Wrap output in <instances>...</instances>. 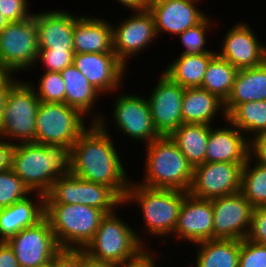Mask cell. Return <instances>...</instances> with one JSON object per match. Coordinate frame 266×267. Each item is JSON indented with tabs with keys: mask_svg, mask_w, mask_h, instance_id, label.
Returning a JSON list of instances; mask_svg holds the SVG:
<instances>
[{
	"mask_svg": "<svg viewBox=\"0 0 266 267\" xmlns=\"http://www.w3.org/2000/svg\"><path fill=\"white\" fill-rule=\"evenodd\" d=\"M135 12V15L125 19L118 28H112L113 52L125 66L130 56L142 51L157 37L151 12L148 9Z\"/></svg>",
	"mask_w": 266,
	"mask_h": 267,
	"instance_id": "15",
	"label": "cell"
},
{
	"mask_svg": "<svg viewBox=\"0 0 266 267\" xmlns=\"http://www.w3.org/2000/svg\"><path fill=\"white\" fill-rule=\"evenodd\" d=\"M9 22L5 19V17L0 12V32L7 26Z\"/></svg>",
	"mask_w": 266,
	"mask_h": 267,
	"instance_id": "49",
	"label": "cell"
},
{
	"mask_svg": "<svg viewBox=\"0 0 266 267\" xmlns=\"http://www.w3.org/2000/svg\"><path fill=\"white\" fill-rule=\"evenodd\" d=\"M14 146V143L1 141L0 138V172L11 169Z\"/></svg>",
	"mask_w": 266,
	"mask_h": 267,
	"instance_id": "44",
	"label": "cell"
},
{
	"mask_svg": "<svg viewBox=\"0 0 266 267\" xmlns=\"http://www.w3.org/2000/svg\"><path fill=\"white\" fill-rule=\"evenodd\" d=\"M216 54L213 52L181 54L180 58L169 64L163 73L185 89L201 87L208 64Z\"/></svg>",
	"mask_w": 266,
	"mask_h": 267,
	"instance_id": "28",
	"label": "cell"
},
{
	"mask_svg": "<svg viewBox=\"0 0 266 267\" xmlns=\"http://www.w3.org/2000/svg\"><path fill=\"white\" fill-rule=\"evenodd\" d=\"M187 194L175 189H154L129 183L123 203L131 200L139 203L148 231L153 235L165 236L175 230Z\"/></svg>",
	"mask_w": 266,
	"mask_h": 267,
	"instance_id": "6",
	"label": "cell"
},
{
	"mask_svg": "<svg viewBox=\"0 0 266 267\" xmlns=\"http://www.w3.org/2000/svg\"><path fill=\"white\" fill-rule=\"evenodd\" d=\"M36 194L40 197V201L36 202L39 204L26 197L0 209V241H7L22 229L35 226L45 217V195L37 192Z\"/></svg>",
	"mask_w": 266,
	"mask_h": 267,
	"instance_id": "23",
	"label": "cell"
},
{
	"mask_svg": "<svg viewBox=\"0 0 266 267\" xmlns=\"http://www.w3.org/2000/svg\"><path fill=\"white\" fill-rule=\"evenodd\" d=\"M246 239L261 245H266V206L253 209Z\"/></svg>",
	"mask_w": 266,
	"mask_h": 267,
	"instance_id": "39",
	"label": "cell"
},
{
	"mask_svg": "<svg viewBox=\"0 0 266 267\" xmlns=\"http://www.w3.org/2000/svg\"><path fill=\"white\" fill-rule=\"evenodd\" d=\"M12 75L8 74L1 82H0V125L2 119V113L6 104V100L8 97V93L10 88L16 83L15 80L11 78ZM15 81V82H14Z\"/></svg>",
	"mask_w": 266,
	"mask_h": 267,
	"instance_id": "45",
	"label": "cell"
},
{
	"mask_svg": "<svg viewBox=\"0 0 266 267\" xmlns=\"http://www.w3.org/2000/svg\"><path fill=\"white\" fill-rule=\"evenodd\" d=\"M83 114L66 103L41 102L36 116V143L72 147L86 129Z\"/></svg>",
	"mask_w": 266,
	"mask_h": 267,
	"instance_id": "8",
	"label": "cell"
},
{
	"mask_svg": "<svg viewBox=\"0 0 266 267\" xmlns=\"http://www.w3.org/2000/svg\"><path fill=\"white\" fill-rule=\"evenodd\" d=\"M20 267H40L61 250L49 221L44 217L35 226L22 229L7 241Z\"/></svg>",
	"mask_w": 266,
	"mask_h": 267,
	"instance_id": "12",
	"label": "cell"
},
{
	"mask_svg": "<svg viewBox=\"0 0 266 267\" xmlns=\"http://www.w3.org/2000/svg\"><path fill=\"white\" fill-rule=\"evenodd\" d=\"M44 204L87 205L105 214L114 212L123 200L108 186L83 180L73 174L58 177L45 194Z\"/></svg>",
	"mask_w": 266,
	"mask_h": 267,
	"instance_id": "9",
	"label": "cell"
},
{
	"mask_svg": "<svg viewBox=\"0 0 266 267\" xmlns=\"http://www.w3.org/2000/svg\"><path fill=\"white\" fill-rule=\"evenodd\" d=\"M196 0H151L148 10L154 18L156 33L160 31L180 35L200 23L205 17L196 8Z\"/></svg>",
	"mask_w": 266,
	"mask_h": 267,
	"instance_id": "20",
	"label": "cell"
},
{
	"mask_svg": "<svg viewBox=\"0 0 266 267\" xmlns=\"http://www.w3.org/2000/svg\"><path fill=\"white\" fill-rule=\"evenodd\" d=\"M38 51L34 15L23 21L9 22L0 32V67L8 74L35 65Z\"/></svg>",
	"mask_w": 266,
	"mask_h": 267,
	"instance_id": "10",
	"label": "cell"
},
{
	"mask_svg": "<svg viewBox=\"0 0 266 267\" xmlns=\"http://www.w3.org/2000/svg\"><path fill=\"white\" fill-rule=\"evenodd\" d=\"M213 239L243 240L247 237L254 207L241 192L211 199ZM248 227V228H247Z\"/></svg>",
	"mask_w": 266,
	"mask_h": 267,
	"instance_id": "13",
	"label": "cell"
},
{
	"mask_svg": "<svg viewBox=\"0 0 266 267\" xmlns=\"http://www.w3.org/2000/svg\"><path fill=\"white\" fill-rule=\"evenodd\" d=\"M122 5L128 8H132L134 11L147 10L149 8L151 0H117Z\"/></svg>",
	"mask_w": 266,
	"mask_h": 267,
	"instance_id": "46",
	"label": "cell"
},
{
	"mask_svg": "<svg viewBox=\"0 0 266 267\" xmlns=\"http://www.w3.org/2000/svg\"><path fill=\"white\" fill-rule=\"evenodd\" d=\"M34 89L32 84L20 81L10 88L2 113L1 137L17 138L19 143H36V116L40 100Z\"/></svg>",
	"mask_w": 266,
	"mask_h": 267,
	"instance_id": "7",
	"label": "cell"
},
{
	"mask_svg": "<svg viewBox=\"0 0 266 267\" xmlns=\"http://www.w3.org/2000/svg\"><path fill=\"white\" fill-rule=\"evenodd\" d=\"M225 36L218 55L238 70L257 67L266 61V46L259 43L250 26L236 24Z\"/></svg>",
	"mask_w": 266,
	"mask_h": 267,
	"instance_id": "18",
	"label": "cell"
},
{
	"mask_svg": "<svg viewBox=\"0 0 266 267\" xmlns=\"http://www.w3.org/2000/svg\"><path fill=\"white\" fill-rule=\"evenodd\" d=\"M250 160L251 155L243 166L240 192L254 208L266 206V164L258 162L251 168Z\"/></svg>",
	"mask_w": 266,
	"mask_h": 267,
	"instance_id": "33",
	"label": "cell"
},
{
	"mask_svg": "<svg viewBox=\"0 0 266 267\" xmlns=\"http://www.w3.org/2000/svg\"><path fill=\"white\" fill-rule=\"evenodd\" d=\"M146 145L145 182L140 185L188 192L193 179V167L177 144L169 136H161Z\"/></svg>",
	"mask_w": 266,
	"mask_h": 267,
	"instance_id": "3",
	"label": "cell"
},
{
	"mask_svg": "<svg viewBox=\"0 0 266 267\" xmlns=\"http://www.w3.org/2000/svg\"><path fill=\"white\" fill-rule=\"evenodd\" d=\"M11 169L31 192L46 194L58 177L72 173V147L16 143Z\"/></svg>",
	"mask_w": 266,
	"mask_h": 267,
	"instance_id": "2",
	"label": "cell"
},
{
	"mask_svg": "<svg viewBox=\"0 0 266 267\" xmlns=\"http://www.w3.org/2000/svg\"><path fill=\"white\" fill-rule=\"evenodd\" d=\"M73 64L99 92L118 89L126 68L114 52L75 53Z\"/></svg>",
	"mask_w": 266,
	"mask_h": 267,
	"instance_id": "17",
	"label": "cell"
},
{
	"mask_svg": "<svg viewBox=\"0 0 266 267\" xmlns=\"http://www.w3.org/2000/svg\"><path fill=\"white\" fill-rule=\"evenodd\" d=\"M114 105V120L124 134L147 141V144L161 137L155 129L148 101L144 97L121 95Z\"/></svg>",
	"mask_w": 266,
	"mask_h": 267,
	"instance_id": "16",
	"label": "cell"
},
{
	"mask_svg": "<svg viewBox=\"0 0 266 267\" xmlns=\"http://www.w3.org/2000/svg\"><path fill=\"white\" fill-rule=\"evenodd\" d=\"M233 127V128H232ZM234 125L231 128H211L206 148L205 162H230L245 164L250 156V143Z\"/></svg>",
	"mask_w": 266,
	"mask_h": 267,
	"instance_id": "22",
	"label": "cell"
},
{
	"mask_svg": "<svg viewBox=\"0 0 266 267\" xmlns=\"http://www.w3.org/2000/svg\"><path fill=\"white\" fill-rule=\"evenodd\" d=\"M213 208L211 200L200 199L189 193L184 197L174 230L178 239L193 243L213 239Z\"/></svg>",
	"mask_w": 266,
	"mask_h": 267,
	"instance_id": "19",
	"label": "cell"
},
{
	"mask_svg": "<svg viewBox=\"0 0 266 267\" xmlns=\"http://www.w3.org/2000/svg\"><path fill=\"white\" fill-rule=\"evenodd\" d=\"M93 122L72 145L71 174L106 185L124 200L129 180L102 117L98 115Z\"/></svg>",
	"mask_w": 266,
	"mask_h": 267,
	"instance_id": "1",
	"label": "cell"
},
{
	"mask_svg": "<svg viewBox=\"0 0 266 267\" xmlns=\"http://www.w3.org/2000/svg\"><path fill=\"white\" fill-rule=\"evenodd\" d=\"M26 0H0V12L8 22H18L33 16L27 10Z\"/></svg>",
	"mask_w": 266,
	"mask_h": 267,
	"instance_id": "40",
	"label": "cell"
},
{
	"mask_svg": "<svg viewBox=\"0 0 266 267\" xmlns=\"http://www.w3.org/2000/svg\"><path fill=\"white\" fill-rule=\"evenodd\" d=\"M31 193L12 169L0 172V209L11 206Z\"/></svg>",
	"mask_w": 266,
	"mask_h": 267,
	"instance_id": "34",
	"label": "cell"
},
{
	"mask_svg": "<svg viewBox=\"0 0 266 267\" xmlns=\"http://www.w3.org/2000/svg\"><path fill=\"white\" fill-rule=\"evenodd\" d=\"M39 49L74 50L76 16L66 11L34 13Z\"/></svg>",
	"mask_w": 266,
	"mask_h": 267,
	"instance_id": "21",
	"label": "cell"
},
{
	"mask_svg": "<svg viewBox=\"0 0 266 267\" xmlns=\"http://www.w3.org/2000/svg\"><path fill=\"white\" fill-rule=\"evenodd\" d=\"M154 258L147 251L139 260L121 267H156Z\"/></svg>",
	"mask_w": 266,
	"mask_h": 267,
	"instance_id": "47",
	"label": "cell"
},
{
	"mask_svg": "<svg viewBox=\"0 0 266 267\" xmlns=\"http://www.w3.org/2000/svg\"><path fill=\"white\" fill-rule=\"evenodd\" d=\"M53 267H85V251L61 249L53 258Z\"/></svg>",
	"mask_w": 266,
	"mask_h": 267,
	"instance_id": "41",
	"label": "cell"
},
{
	"mask_svg": "<svg viewBox=\"0 0 266 267\" xmlns=\"http://www.w3.org/2000/svg\"><path fill=\"white\" fill-rule=\"evenodd\" d=\"M209 22V19L205 17L200 23L190 27L179 35L184 47H186L182 54L196 55L212 52L206 50L204 47L206 44L205 33L207 32L206 29L210 25Z\"/></svg>",
	"mask_w": 266,
	"mask_h": 267,
	"instance_id": "36",
	"label": "cell"
},
{
	"mask_svg": "<svg viewBox=\"0 0 266 267\" xmlns=\"http://www.w3.org/2000/svg\"><path fill=\"white\" fill-rule=\"evenodd\" d=\"M249 143L250 155H255L258 162L266 164V132L257 134Z\"/></svg>",
	"mask_w": 266,
	"mask_h": 267,
	"instance_id": "42",
	"label": "cell"
},
{
	"mask_svg": "<svg viewBox=\"0 0 266 267\" xmlns=\"http://www.w3.org/2000/svg\"><path fill=\"white\" fill-rule=\"evenodd\" d=\"M184 90L163 73L147 100L153 124L161 136L171 135L183 123L181 110Z\"/></svg>",
	"mask_w": 266,
	"mask_h": 267,
	"instance_id": "14",
	"label": "cell"
},
{
	"mask_svg": "<svg viewBox=\"0 0 266 267\" xmlns=\"http://www.w3.org/2000/svg\"><path fill=\"white\" fill-rule=\"evenodd\" d=\"M112 28L101 18L78 17L73 30L74 53L113 52Z\"/></svg>",
	"mask_w": 266,
	"mask_h": 267,
	"instance_id": "24",
	"label": "cell"
},
{
	"mask_svg": "<svg viewBox=\"0 0 266 267\" xmlns=\"http://www.w3.org/2000/svg\"><path fill=\"white\" fill-rule=\"evenodd\" d=\"M226 121L242 132H255L254 136L266 132V101L238 104L226 115Z\"/></svg>",
	"mask_w": 266,
	"mask_h": 267,
	"instance_id": "32",
	"label": "cell"
},
{
	"mask_svg": "<svg viewBox=\"0 0 266 267\" xmlns=\"http://www.w3.org/2000/svg\"><path fill=\"white\" fill-rule=\"evenodd\" d=\"M0 267H20L13 249L6 241H0Z\"/></svg>",
	"mask_w": 266,
	"mask_h": 267,
	"instance_id": "43",
	"label": "cell"
},
{
	"mask_svg": "<svg viewBox=\"0 0 266 267\" xmlns=\"http://www.w3.org/2000/svg\"><path fill=\"white\" fill-rule=\"evenodd\" d=\"M105 215L102 210L82 204H45V218L61 249H84Z\"/></svg>",
	"mask_w": 266,
	"mask_h": 267,
	"instance_id": "5",
	"label": "cell"
},
{
	"mask_svg": "<svg viewBox=\"0 0 266 267\" xmlns=\"http://www.w3.org/2000/svg\"><path fill=\"white\" fill-rule=\"evenodd\" d=\"M125 224L115 212L101 220L93 239L83 249L89 258L119 267L139 260L145 253L140 236Z\"/></svg>",
	"mask_w": 266,
	"mask_h": 267,
	"instance_id": "4",
	"label": "cell"
},
{
	"mask_svg": "<svg viewBox=\"0 0 266 267\" xmlns=\"http://www.w3.org/2000/svg\"><path fill=\"white\" fill-rule=\"evenodd\" d=\"M197 244L196 267H238L240 240L212 239Z\"/></svg>",
	"mask_w": 266,
	"mask_h": 267,
	"instance_id": "30",
	"label": "cell"
},
{
	"mask_svg": "<svg viewBox=\"0 0 266 267\" xmlns=\"http://www.w3.org/2000/svg\"><path fill=\"white\" fill-rule=\"evenodd\" d=\"M41 102L65 103V84L61 72H44L39 81V92L35 91Z\"/></svg>",
	"mask_w": 266,
	"mask_h": 267,
	"instance_id": "35",
	"label": "cell"
},
{
	"mask_svg": "<svg viewBox=\"0 0 266 267\" xmlns=\"http://www.w3.org/2000/svg\"><path fill=\"white\" fill-rule=\"evenodd\" d=\"M238 69L218 53L208 64L201 88L225 102L232 90Z\"/></svg>",
	"mask_w": 266,
	"mask_h": 267,
	"instance_id": "31",
	"label": "cell"
},
{
	"mask_svg": "<svg viewBox=\"0 0 266 267\" xmlns=\"http://www.w3.org/2000/svg\"><path fill=\"white\" fill-rule=\"evenodd\" d=\"M40 267H53V259H52V261L50 263L45 264V265L40 266Z\"/></svg>",
	"mask_w": 266,
	"mask_h": 267,
	"instance_id": "51",
	"label": "cell"
},
{
	"mask_svg": "<svg viewBox=\"0 0 266 267\" xmlns=\"http://www.w3.org/2000/svg\"><path fill=\"white\" fill-rule=\"evenodd\" d=\"M65 84V103L77 108L83 115L93 106L100 93L74 64L61 71ZM97 97V98H96Z\"/></svg>",
	"mask_w": 266,
	"mask_h": 267,
	"instance_id": "29",
	"label": "cell"
},
{
	"mask_svg": "<svg viewBox=\"0 0 266 267\" xmlns=\"http://www.w3.org/2000/svg\"><path fill=\"white\" fill-rule=\"evenodd\" d=\"M210 125L182 123L169 137L194 168L205 163Z\"/></svg>",
	"mask_w": 266,
	"mask_h": 267,
	"instance_id": "27",
	"label": "cell"
},
{
	"mask_svg": "<svg viewBox=\"0 0 266 267\" xmlns=\"http://www.w3.org/2000/svg\"><path fill=\"white\" fill-rule=\"evenodd\" d=\"M74 54V50L39 49L37 59L43 62L46 72H61L73 64Z\"/></svg>",
	"mask_w": 266,
	"mask_h": 267,
	"instance_id": "38",
	"label": "cell"
},
{
	"mask_svg": "<svg viewBox=\"0 0 266 267\" xmlns=\"http://www.w3.org/2000/svg\"><path fill=\"white\" fill-rule=\"evenodd\" d=\"M238 267H266V245L240 240Z\"/></svg>",
	"mask_w": 266,
	"mask_h": 267,
	"instance_id": "37",
	"label": "cell"
},
{
	"mask_svg": "<svg viewBox=\"0 0 266 267\" xmlns=\"http://www.w3.org/2000/svg\"><path fill=\"white\" fill-rule=\"evenodd\" d=\"M85 267H119V266L112 263L95 261L89 258L87 253L85 252Z\"/></svg>",
	"mask_w": 266,
	"mask_h": 267,
	"instance_id": "48",
	"label": "cell"
},
{
	"mask_svg": "<svg viewBox=\"0 0 266 267\" xmlns=\"http://www.w3.org/2000/svg\"><path fill=\"white\" fill-rule=\"evenodd\" d=\"M219 109L223 110L222 114L226 119L224 102L216 95L201 87L184 90L181 110L183 123L211 125V120L216 116L215 114Z\"/></svg>",
	"mask_w": 266,
	"mask_h": 267,
	"instance_id": "26",
	"label": "cell"
},
{
	"mask_svg": "<svg viewBox=\"0 0 266 267\" xmlns=\"http://www.w3.org/2000/svg\"><path fill=\"white\" fill-rule=\"evenodd\" d=\"M245 164L205 162L193 168L188 193L196 198L211 200L240 192Z\"/></svg>",
	"mask_w": 266,
	"mask_h": 267,
	"instance_id": "11",
	"label": "cell"
},
{
	"mask_svg": "<svg viewBox=\"0 0 266 267\" xmlns=\"http://www.w3.org/2000/svg\"><path fill=\"white\" fill-rule=\"evenodd\" d=\"M250 101H266V61L257 67L238 70L224 102V112L227 115L236 105Z\"/></svg>",
	"mask_w": 266,
	"mask_h": 267,
	"instance_id": "25",
	"label": "cell"
},
{
	"mask_svg": "<svg viewBox=\"0 0 266 267\" xmlns=\"http://www.w3.org/2000/svg\"><path fill=\"white\" fill-rule=\"evenodd\" d=\"M8 75V73L0 67V82Z\"/></svg>",
	"mask_w": 266,
	"mask_h": 267,
	"instance_id": "50",
	"label": "cell"
}]
</instances>
